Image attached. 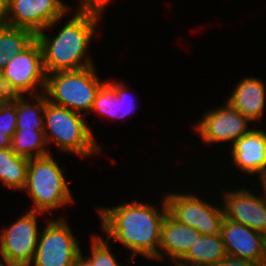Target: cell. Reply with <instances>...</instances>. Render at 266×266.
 <instances>
[{"label": "cell", "instance_id": "ac0fdd59", "mask_svg": "<svg viewBox=\"0 0 266 266\" xmlns=\"http://www.w3.org/2000/svg\"><path fill=\"white\" fill-rule=\"evenodd\" d=\"M29 158L15 154L11 147L0 149V180L8 188L23 190Z\"/></svg>", "mask_w": 266, "mask_h": 266}, {"label": "cell", "instance_id": "ffe728a7", "mask_svg": "<svg viewBox=\"0 0 266 266\" xmlns=\"http://www.w3.org/2000/svg\"><path fill=\"white\" fill-rule=\"evenodd\" d=\"M45 144L44 130L16 131L11 140V149L15 154L31 159L50 153Z\"/></svg>", "mask_w": 266, "mask_h": 266}, {"label": "cell", "instance_id": "277c9868", "mask_svg": "<svg viewBox=\"0 0 266 266\" xmlns=\"http://www.w3.org/2000/svg\"><path fill=\"white\" fill-rule=\"evenodd\" d=\"M23 190L34 202L30 210L40 213L55 210L73 201L63 171L50 153L29 159Z\"/></svg>", "mask_w": 266, "mask_h": 266}, {"label": "cell", "instance_id": "9a60e30c", "mask_svg": "<svg viewBox=\"0 0 266 266\" xmlns=\"http://www.w3.org/2000/svg\"><path fill=\"white\" fill-rule=\"evenodd\" d=\"M200 235L194 227L183 225L167 212L161 228L159 259L169 257L176 264Z\"/></svg>", "mask_w": 266, "mask_h": 266}, {"label": "cell", "instance_id": "e0dca14e", "mask_svg": "<svg viewBox=\"0 0 266 266\" xmlns=\"http://www.w3.org/2000/svg\"><path fill=\"white\" fill-rule=\"evenodd\" d=\"M221 235H200L175 266H217L227 257Z\"/></svg>", "mask_w": 266, "mask_h": 266}, {"label": "cell", "instance_id": "836d02e7", "mask_svg": "<svg viewBox=\"0 0 266 266\" xmlns=\"http://www.w3.org/2000/svg\"><path fill=\"white\" fill-rule=\"evenodd\" d=\"M261 180V186H262V189H263V192H264V194L262 195V198H263V200H264V202H265V205H266V178H263V179H260Z\"/></svg>", "mask_w": 266, "mask_h": 266}, {"label": "cell", "instance_id": "4fadbf2b", "mask_svg": "<svg viewBox=\"0 0 266 266\" xmlns=\"http://www.w3.org/2000/svg\"><path fill=\"white\" fill-rule=\"evenodd\" d=\"M220 235L227 255L262 265L263 234L228 219L223 220Z\"/></svg>", "mask_w": 266, "mask_h": 266}, {"label": "cell", "instance_id": "44dd1931", "mask_svg": "<svg viewBox=\"0 0 266 266\" xmlns=\"http://www.w3.org/2000/svg\"><path fill=\"white\" fill-rule=\"evenodd\" d=\"M35 39L36 35L30 30L2 25L3 52L9 59L25 50Z\"/></svg>", "mask_w": 266, "mask_h": 266}, {"label": "cell", "instance_id": "d6a6232c", "mask_svg": "<svg viewBox=\"0 0 266 266\" xmlns=\"http://www.w3.org/2000/svg\"><path fill=\"white\" fill-rule=\"evenodd\" d=\"M262 266H266V234H263V260Z\"/></svg>", "mask_w": 266, "mask_h": 266}, {"label": "cell", "instance_id": "7a4b0ae2", "mask_svg": "<svg viewBox=\"0 0 266 266\" xmlns=\"http://www.w3.org/2000/svg\"><path fill=\"white\" fill-rule=\"evenodd\" d=\"M99 17L94 13L77 11L53 38L48 37L45 30L36 34L46 75L93 66L86 52L96 33Z\"/></svg>", "mask_w": 266, "mask_h": 266}, {"label": "cell", "instance_id": "f546056e", "mask_svg": "<svg viewBox=\"0 0 266 266\" xmlns=\"http://www.w3.org/2000/svg\"><path fill=\"white\" fill-rule=\"evenodd\" d=\"M11 140L0 130V149L10 148Z\"/></svg>", "mask_w": 266, "mask_h": 266}, {"label": "cell", "instance_id": "6da1fadb", "mask_svg": "<svg viewBox=\"0 0 266 266\" xmlns=\"http://www.w3.org/2000/svg\"><path fill=\"white\" fill-rule=\"evenodd\" d=\"M162 212L154 205L133 201L131 203L99 209L101 228L107 240L119 241L132 251L131 259L143 255L159 259L161 228L168 212L165 198Z\"/></svg>", "mask_w": 266, "mask_h": 266}, {"label": "cell", "instance_id": "4316f807", "mask_svg": "<svg viewBox=\"0 0 266 266\" xmlns=\"http://www.w3.org/2000/svg\"><path fill=\"white\" fill-rule=\"evenodd\" d=\"M111 2V0H81L79 3L78 12L94 13L102 15L104 7Z\"/></svg>", "mask_w": 266, "mask_h": 266}, {"label": "cell", "instance_id": "1f68e13d", "mask_svg": "<svg viewBox=\"0 0 266 266\" xmlns=\"http://www.w3.org/2000/svg\"><path fill=\"white\" fill-rule=\"evenodd\" d=\"M81 254L77 257L76 262L74 263V266H93V264L87 259H84V256Z\"/></svg>", "mask_w": 266, "mask_h": 266}, {"label": "cell", "instance_id": "30bf717a", "mask_svg": "<svg viewBox=\"0 0 266 266\" xmlns=\"http://www.w3.org/2000/svg\"><path fill=\"white\" fill-rule=\"evenodd\" d=\"M8 79L20 93L34 96L36 89L44 93L46 73L43 67L40 44L35 39L25 50L8 60L5 68L0 72ZM42 88V89H41Z\"/></svg>", "mask_w": 266, "mask_h": 266}, {"label": "cell", "instance_id": "9c48e42d", "mask_svg": "<svg viewBox=\"0 0 266 266\" xmlns=\"http://www.w3.org/2000/svg\"><path fill=\"white\" fill-rule=\"evenodd\" d=\"M40 214L28 210L0 232V258L19 266H32L40 234L37 223Z\"/></svg>", "mask_w": 266, "mask_h": 266}, {"label": "cell", "instance_id": "4dcf8cb0", "mask_svg": "<svg viewBox=\"0 0 266 266\" xmlns=\"http://www.w3.org/2000/svg\"><path fill=\"white\" fill-rule=\"evenodd\" d=\"M6 2H7V0H0V25L5 24Z\"/></svg>", "mask_w": 266, "mask_h": 266}, {"label": "cell", "instance_id": "8fae6325", "mask_svg": "<svg viewBox=\"0 0 266 266\" xmlns=\"http://www.w3.org/2000/svg\"><path fill=\"white\" fill-rule=\"evenodd\" d=\"M251 122L247 117L234 109L227 101L224 106L210 109L195 125L197 134L207 143L230 142L233 144L244 136Z\"/></svg>", "mask_w": 266, "mask_h": 266}, {"label": "cell", "instance_id": "3957f363", "mask_svg": "<svg viewBox=\"0 0 266 266\" xmlns=\"http://www.w3.org/2000/svg\"><path fill=\"white\" fill-rule=\"evenodd\" d=\"M84 117V114L47 101L44 110V133L47 145L55 142L60 151L72 152L83 157H90L100 152L101 148Z\"/></svg>", "mask_w": 266, "mask_h": 266}, {"label": "cell", "instance_id": "83f0119b", "mask_svg": "<svg viewBox=\"0 0 266 266\" xmlns=\"http://www.w3.org/2000/svg\"><path fill=\"white\" fill-rule=\"evenodd\" d=\"M217 266H262L256 262L232 256L225 257Z\"/></svg>", "mask_w": 266, "mask_h": 266}, {"label": "cell", "instance_id": "e575fe53", "mask_svg": "<svg viewBox=\"0 0 266 266\" xmlns=\"http://www.w3.org/2000/svg\"><path fill=\"white\" fill-rule=\"evenodd\" d=\"M2 259L0 258V266H19L13 263H10L9 261L4 260L5 264L3 263V261H1Z\"/></svg>", "mask_w": 266, "mask_h": 266}, {"label": "cell", "instance_id": "cb8c5ba5", "mask_svg": "<svg viewBox=\"0 0 266 266\" xmlns=\"http://www.w3.org/2000/svg\"><path fill=\"white\" fill-rule=\"evenodd\" d=\"M17 102L0 104V130L12 140L16 132Z\"/></svg>", "mask_w": 266, "mask_h": 266}, {"label": "cell", "instance_id": "5bb4252c", "mask_svg": "<svg viewBox=\"0 0 266 266\" xmlns=\"http://www.w3.org/2000/svg\"><path fill=\"white\" fill-rule=\"evenodd\" d=\"M232 161L245 174H259L266 178V132L250 129L236 140L231 147Z\"/></svg>", "mask_w": 266, "mask_h": 266}, {"label": "cell", "instance_id": "484cf974", "mask_svg": "<svg viewBox=\"0 0 266 266\" xmlns=\"http://www.w3.org/2000/svg\"><path fill=\"white\" fill-rule=\"evenodd\" d=\"M23 95L0 73V104L16 103Z\"/></svg>", "mask_w": 266, "mask_h": 266}, {"label": "cell", "instance_id": "7c38bea8", "mask_svg": "<svg viewBox=\"0 0 266 266\" xmlns=\"http://www.w3.org/2000/svg\"><path fill=\"white\" fill-rule=\"evenodd\" d=\"M223 196L225 219L266 234V205L262 196H256L249 189L243 188L227 191Z\"/></svg>", "mask_w": 266, "mask_h": 266}, {"label": "cell", "instance_id": "d4e9b609", "mask_svg": "<svg viewBox=\"0 0 266 266\" xmlns=\"http://www.w3.org/2000/svg\"><path fill=\"white\" fill-rule=\"evenodd\" d=\"M114 89L116 96L119 97L120 102H119V118H124L128 116L130 113L134 112L135 110V104L134 101L130 98H128L129 95H127L126 86L122 84V82H109L107 81ZM133 101V102H132Z\"/></svg>", "mask_w": 266, "mask_h": 266}, {"label": "cell", "instance_id": "f1b7e54d", "mask_svg": "<svg viewBox=\"0 0 266 266\" xmlns=\"http://www.w3.org/2000/svg\"><path fill=\"white\" fill-rule=\"evenodd\" d=\"M8 56L3 52L2 47V25H0V72L5 68L8 63Z\"/></svg>", "mask_w": 266, "mask_h": 266}, {"label": "cell", "instance_id": "ba28073f", "mask_svg": "<svg viewBox=\"0 0 266 266\" xmlns=\"http://www.w3.org/2000/svg\"><path fill=\"white\" fill-rule=\"evenodd\" d=\"M69 10L61 0H7L5 24L36 35L58 24Z\"/></svg>", "mask_w": 266, "mask_h": 266}, {"label": "cell", "instance_id": "5b68a950", "mask_svg": "<svg viewBox=\"0 0 266 266\" xmlns=\"http://www.w3.org/2000/svg\"><path fill=\"white\" fill-rule=\"evenodd\" d=\"M96 73L93 65L80 70L47 74L44 90L47 100L85 116L90 114L95 96L104 83Z\"/></svg>", "mask_w": 266, "mask_h": 266}, {"label": "cell", "instance_id": "d6986e66", "mask_svg": "<svg viewBox=\"0 0 266 266\" xmlns=\"http://www.w3.org/2000/svg\"><path fill=\"white\" fill-rule=\"evenodd\" d=\"M42 95L31 96L36 101L33 104L24 96L17 101L16 131L44 130V110L48 100Z\"/></svg>", "mask_w": 266, "mask_h": 266}, {"label": "cell", "instance_id": "8992f818", "mask_svg": "<svg viewBox=\"0 0 266 266\" xmlns=\"http://www.w3.org/2000/svg\"><path fill=\"white\" fill-rule=\"evenodd\" d=\"M72 233L64 218L50 219L39 234L33 265L74 266L81 249Z\"/></svg>", "mask_w": 266, "mask_h": 266}, {"label": "cell", "instance_id": "603a6c76", "mask_svg": "<svg viewBox=\"0 0 266 266\" xmlns=\"http://www.w3.org/2000/svg\"><path fill=\"white\" fill-rule=\"evenodd\" d=\"M93 237V238H92ZM91 256L86 257L93 266H120L111 252V246L108 240H103L100 236H92Z\"/></svg>", "mask_w": 266, "mask_h": 266}, {"label": "cell", "instance_id": "2e32d148", "mask_svg": "<svg viewBox=\"0 0 266 266\" xmlns=\"http://www.w3.org/2000/svg\"><path fill=\"white\" fill-rule=\"evenodd\" d=\"M266 88L263 80L255 77L243 78L227 98V102L251 122L264 114Z\"/></svg>", "mask_w": 266, "mask_h": 266}, {"label": "cell", "instance_id": "52a82bcc", "mask_svg": "<svg viewBox=\"0 0 266 266\" xmlns=\"http://www.w3.org/2000/svg\"><path fill=\"white\" fill-rule=\"evenodd\" d=\"M168 213L183 225L194 227L201 235L220 234L224 211L196 195L167 193Z\"/></svg>", "mask_w": 266, "mask_h": 266}, {"label": "cell", "instance_id": "7402d4cb", "mask_svg": "<svg viewBox=\"0 0 266 266\" xmlns=\"http://www.w3.org/2000/svg\"><path fill=\"white\" fill-rule=\"evenodd\" d=\"M119 102L115 89L106 81L99 88L91 111L106 117L119 118Z\"/></svg>", "mask_w": 266, "mask_h": 266}]
</instances>
